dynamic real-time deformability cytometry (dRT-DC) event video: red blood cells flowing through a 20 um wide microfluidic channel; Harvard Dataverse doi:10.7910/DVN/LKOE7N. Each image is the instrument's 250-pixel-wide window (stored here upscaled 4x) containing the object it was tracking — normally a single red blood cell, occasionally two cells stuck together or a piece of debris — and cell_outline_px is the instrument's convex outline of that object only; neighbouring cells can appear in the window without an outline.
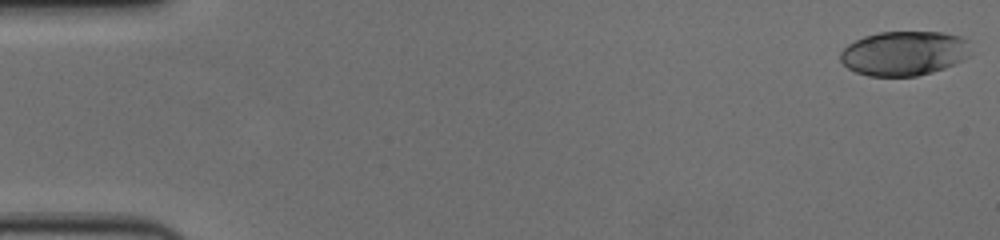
{"species": "human", "species_latin": "Homo sapiens", "temperature_condition": "cold", "stored_images_in_passage": 58, "camera_frame_rate_fps": 3000, "um_per_image_px": 0.085, "donor": {"sex": "female"}, "frame": {"image": 1, "passage_image": 1, "time_ms": 0.0, "image_size_px": [1000, 240], "cell_outline_px": [[972, 56], [964, 60], [944, 68], [932, 72], [916, 76], [868, 76], [856, 72], [848, 68], [840, 60], [840, 52], [848, 44], [864, 36], [880, 32], [944, 32], [960, 36], [968, 40]], "centroid_in_image_um": [76.89, 4.53], "position_along_channel_um": 8.1, "area_um2": 34.1}}
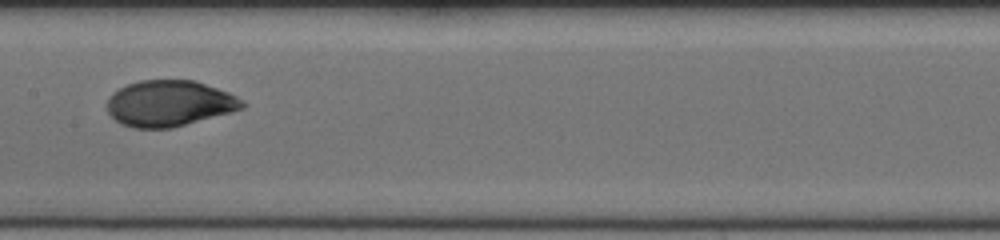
{"frame": {"image": 2, "passage_image": 30, "time_ms": 9.667, "image_size_px": [1000, 240], "cell_outline_px": [[248, 104], [244, 108], [232, 112], [172, 128], [132, 128], [120, 124], [108, 112], [108, 100], [112, 92], [128, 84], [140, 80], [196, 80], [228, 92], [244, 100]], "centroid_in_image_um": [14.43, 8.79], "position_along_channel_um": 193.0, "area_um2": 36.41}}
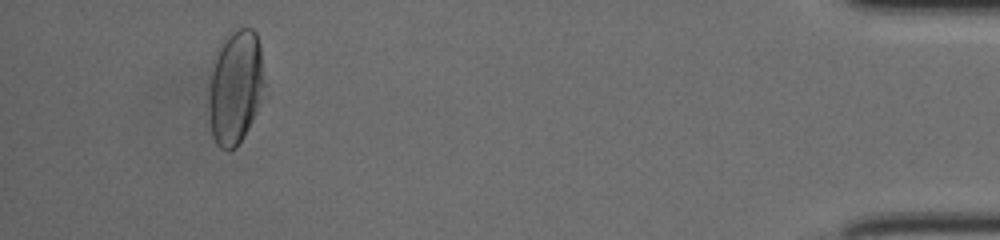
{"frame": {"image": 3, "passage_image": 54, "time_ms": 17.667, "image_size_px": [1000, 240], "cell_outline_px": [[264, 84], [260, 100], [256, 112], [244, 136], [236, 148], [228, 152], [220, 148], [216, 144], [212, 136], [208, 112], [208, 76], [216, 48], [220, 40], [232, 28], [252, 28], [256, 32], [260, 44]], "centroid_in_image_um": [19.95, 7.36], "position_along_channel_um": 415.3, "area_um2": 38.21}, "authors_computed_cell_mechanics": {"area_um2": 36.2984, "velocity_mm_per_s": 3.6235, "shape_relaxation_time_tau1_ms": 4.4667, "shape_relaxation_time_tau2_ms": 0.8953, "deformation_change_tau1": 0.1818, "deformation_change_tau2": 0.0396}}